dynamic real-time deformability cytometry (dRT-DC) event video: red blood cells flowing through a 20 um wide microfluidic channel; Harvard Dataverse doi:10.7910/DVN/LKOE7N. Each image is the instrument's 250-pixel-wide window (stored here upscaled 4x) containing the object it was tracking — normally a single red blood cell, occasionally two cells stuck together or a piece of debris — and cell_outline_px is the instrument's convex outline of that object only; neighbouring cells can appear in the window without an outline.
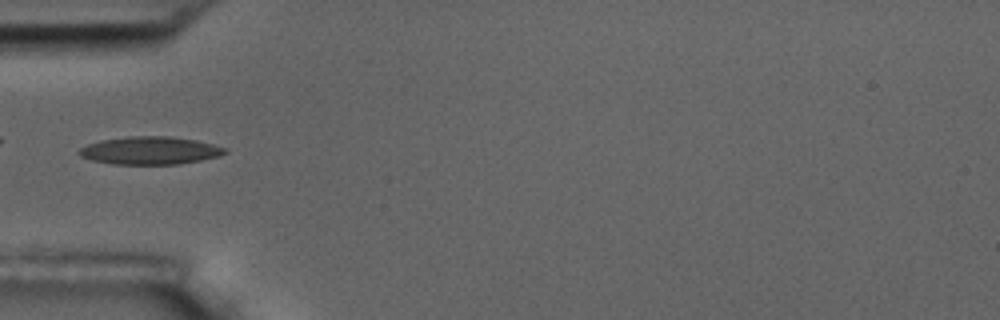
{"species": "common noctule bat (a hibernating species)", "species_latin": "Nyctalus noctula", "temperature_condition": "room temperature", "stored_images_in_passage": 6, "camera_frame_rate_fps": 3000, "um_per_image_px": 0.085, "animal": {"sex": "male", "body_mass_g": 17.5, "forearm_length_mm": 52.3}, "frame": {"image": 1, "passage_image": 6, "time_ms": 5.667, "image_size_px": [1000, 320], "cell_outline_px": [[228, 152], [220, 156], [180, 164], [112, 164], [92, 160], [80, 156], [76, 152], [80, 148], [88, 144], [100, 140], [128, 136], [168, 136], [196, 140], [228, 148]], "centroid_in_image_um": [12.75, 12.79], "position_along_channel_um": 72.2, "area_um2": 23.76}}